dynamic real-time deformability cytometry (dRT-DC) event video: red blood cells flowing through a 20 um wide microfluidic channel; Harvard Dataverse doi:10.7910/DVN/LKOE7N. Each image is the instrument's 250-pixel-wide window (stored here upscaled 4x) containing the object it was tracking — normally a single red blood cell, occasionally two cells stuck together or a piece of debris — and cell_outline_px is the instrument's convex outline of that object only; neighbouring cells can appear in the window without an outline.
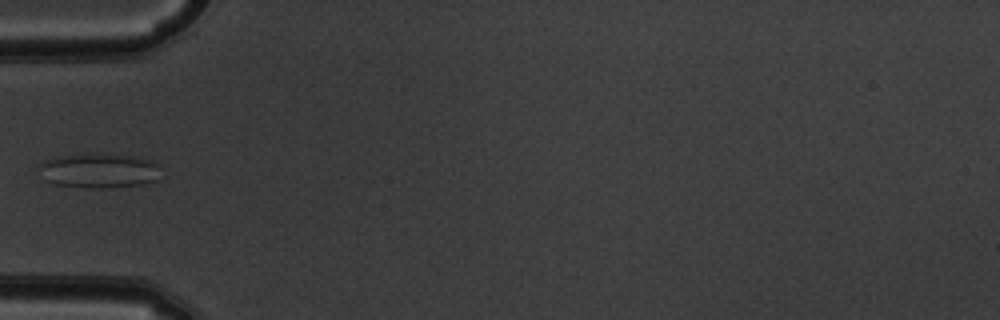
{"species": "common noctule bat (a hibernating species)", "species_latin": "Nyctalus noctula", "temperature_condition": "warm", "stored_images_in_passage": 7, "camera_frame_rate_fps": 3000, "um_per_image_px": 0.085, "animal": {"sex": "male", "body_mass_g": 19.5, "forearm_length_mm": 54.6}, "frame": {"image": 1, "passage_image": 1, "time_ms": 0.0, "image_size_px": [1000, 320], "cell_outline_px": [[160, 164], [156, 180], [144, 184], [100, 188], [84, 188], [56, 184], [44, 180], [40, 164], [44, 160], [56, 156], [108, 152], [132, 156], [152, 160]], "centroid_in_image_um": [8.43, 14.48], "position_along_channel_um": 76.6, "area_um2": 24.85}}
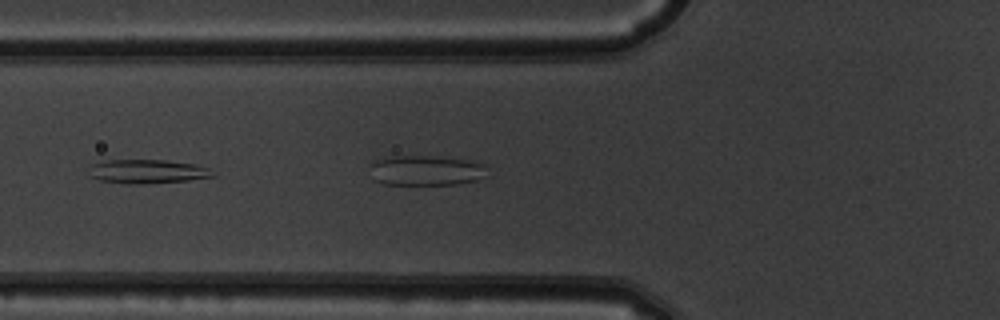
{"frame": {"image": 2, "passage_image": 2, "time_ms": 0.333, "image_size_px": [1000, 320], "cell_outline_px": [[216, 176], [188, 180], [140, 184], [128, 184], [100, 180], [88, 176], [92, 164], [104, 160], [164, 160], [196, 164], [208, 168]], "centroid_in_image_um": [12.5, 14.57], "position_along_channel_um": 113.3, "area_um2": 17.22}}